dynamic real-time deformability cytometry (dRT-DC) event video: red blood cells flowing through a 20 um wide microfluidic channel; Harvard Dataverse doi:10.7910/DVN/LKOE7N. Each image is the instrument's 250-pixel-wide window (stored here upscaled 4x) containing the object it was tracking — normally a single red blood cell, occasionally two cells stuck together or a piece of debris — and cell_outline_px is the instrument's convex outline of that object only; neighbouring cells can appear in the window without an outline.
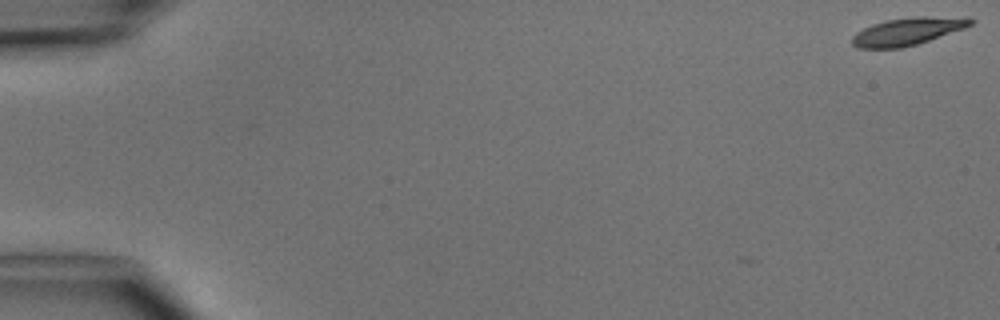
{"species": "common noctule bat (a hibernating species)", "species_latin": "Nyctalus noctula", "temperature_condition": "cold", "stored_images_in_passage": 4, "camera_frame_rate_fps": 3000, "um_per_image_px": 0.085, "animal": {"sex": "male", "body_mass_g": 15.6}, "frame": {"image": 1, "passage_image": 1, "time_ms": 0.0, "image_size_px": [1000, 320], "cell_outline_px": [[976, 20], [972, 24], [964, 28], [916, 44], [900, 48], [860, 48], [852, 44], [852, 36], [856, 32], [872, 24], [884, 20], [916, 16], [968, 16]], "centroid_in_image_um": [77.18, 2.63], "position_along_channel_um": 7.8, "area_um2": 19.13}}
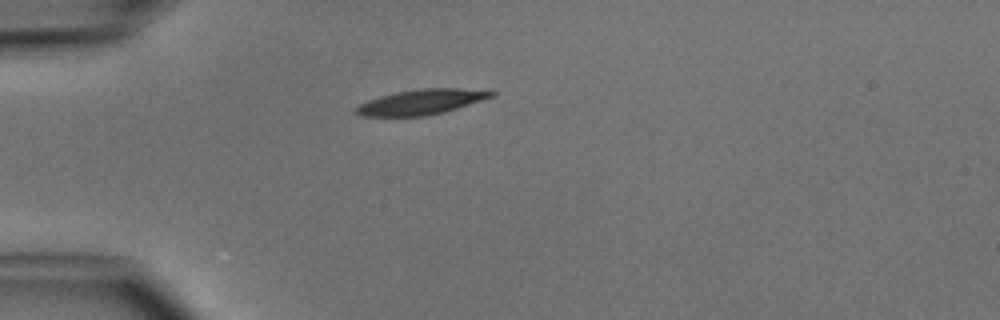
{"frame": {"image": 2, "passage_image": 4, "time_ms": 4.333, "image_size_px": [1000, 320], "cell_outline_px": [[496, 96], [444, 112], [424, 116], [360, 116], [352, 112], [352, 108], [368, 100], [380, 96], [396, 92], [420, 88], [460, 88], [496, 92]], "centroid_in_image_um": [35.76, 8.67], "position_along_channel_um": 49.2, "area_um2": 19.94}}